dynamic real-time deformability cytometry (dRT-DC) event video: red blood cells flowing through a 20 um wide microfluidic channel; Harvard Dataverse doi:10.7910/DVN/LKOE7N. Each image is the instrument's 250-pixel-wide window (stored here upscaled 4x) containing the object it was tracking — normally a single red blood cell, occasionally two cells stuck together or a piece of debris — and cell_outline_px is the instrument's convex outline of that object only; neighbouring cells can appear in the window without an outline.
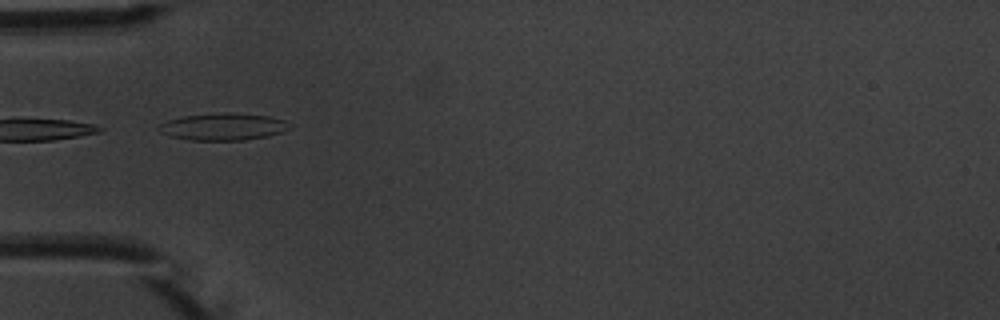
{"species": "common noctule bat (a hibernating species)", "species_latin": "Nyctalus noctula", "temperature_condition": "warm", "stored_images_in_passage": 4, "camera_frame_rate_fps": 3000, "um_per_image_px": 0.085, "animal": {"sex": "male", "body_mass_g": 20.1, "forearm_length_mm": 53.5}, "frame": {"image": 1, "passage_image": 4, "time_ms": 3.667, "image_size_px": [1000, 320], "cell_outline_px": [[292, 124], [288, 128], [280, 132], [268, 136], [244, 140], [192, 140], [168, 136], [160, 132], [156, 128], [160, 124], [168, 120], [184, 116], [220, 112], [236, 112], [268, 116], [284, 120]], "centroid_in_image_um": [18.95, 10.76], "position_along_channel_um": 66.1, "area_um2": 20.75}}